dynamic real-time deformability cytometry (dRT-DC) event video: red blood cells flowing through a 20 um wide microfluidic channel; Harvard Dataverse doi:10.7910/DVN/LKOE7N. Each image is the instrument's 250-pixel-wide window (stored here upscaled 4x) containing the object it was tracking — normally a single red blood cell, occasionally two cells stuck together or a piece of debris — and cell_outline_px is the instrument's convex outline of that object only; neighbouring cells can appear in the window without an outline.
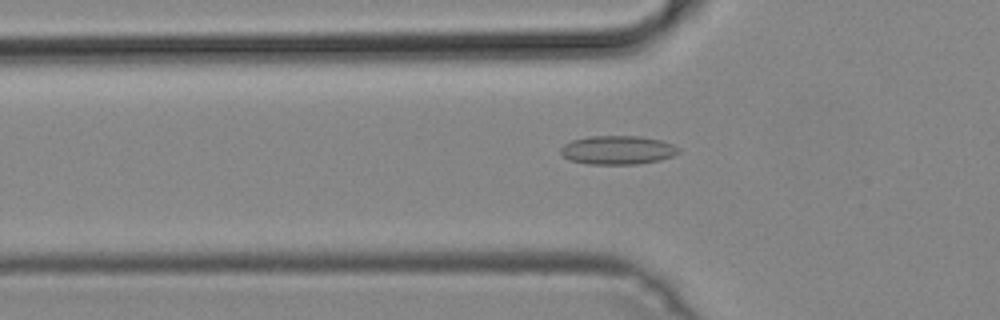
{"species": "common noctule bat (a hibernating species)", "species_latin": "Nyctalus noctula", "temperature_condition": "cold", "stored_images_in_passage": 47, "camera_frame_rate_fps": 3000, "um_per_image_px": 0.085, "animal": {"sex": "male", "body_mass_g": 19.2, "forearm_length_mm": 51.8}, "frame": {"image": 1, "passage_image": 14, "time_ms": 4.333, "image_size_px": [1000, 320], "cell_outline_px": [[680, 152], [672, 156], [660, 160], [636, 164], [588, 164], [568, 160], [560, 152], [560, 148], [564, 144], [572, 140], [588, 136], [640, 136], [660, 140], [672, 144], [680, 148]], "centroid_in_image_um": [52.48, 12.75], "position_along_channel_um": 73.3, "area_um2": 19.83}}
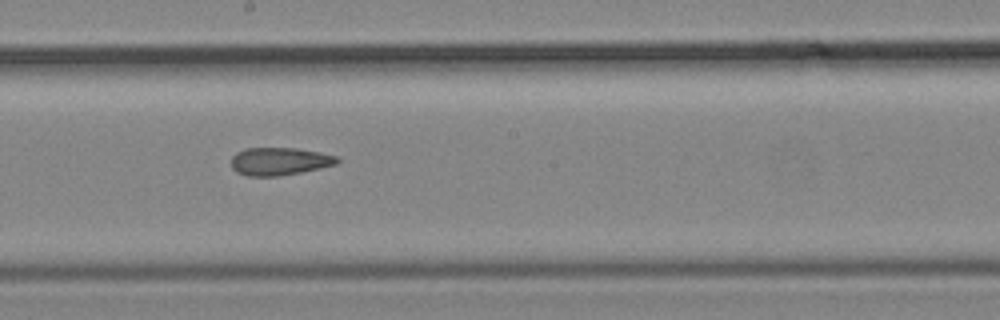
{"frame": {"image": 2, "passage_image": 25, "time_ms": 8.0, "image_size_px": [1000, 320], "cell_outline_px": [[340, 160], [336, 164], [320, 168], [280, 176], [248, 176], [236, 172], [232, 168], [232, 156], [236, 152], [244, 148], [296, 148], [320, 152], [340, 156]], "centroid_in_image_um": [23.77, 13.71], "position_along_channel_um": 224.4, "area_um2": 17.28}}
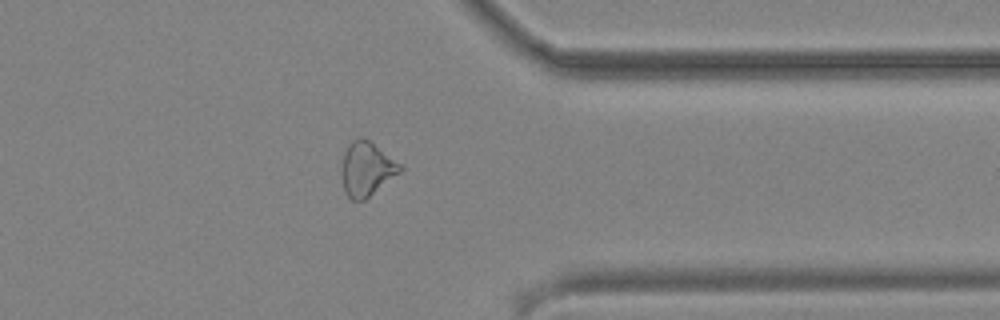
{"frame": {"image": 3, "passage_image": 37, "time_ms": 12.0, "image_size_px": [1000, 320], "cell_outline_px": [[404, 168], [400, 172], [364, 200], [352, 200], [348, 196], [344, 188], [340, 168], [344, 152], [348, 144], [352, 140], [360, 136], [368, 140], [400, 164]], "centroid_in_image_um": [31.12, 14.35], "position_along_channel_um": 380.3, "area_um2": 18.15}}